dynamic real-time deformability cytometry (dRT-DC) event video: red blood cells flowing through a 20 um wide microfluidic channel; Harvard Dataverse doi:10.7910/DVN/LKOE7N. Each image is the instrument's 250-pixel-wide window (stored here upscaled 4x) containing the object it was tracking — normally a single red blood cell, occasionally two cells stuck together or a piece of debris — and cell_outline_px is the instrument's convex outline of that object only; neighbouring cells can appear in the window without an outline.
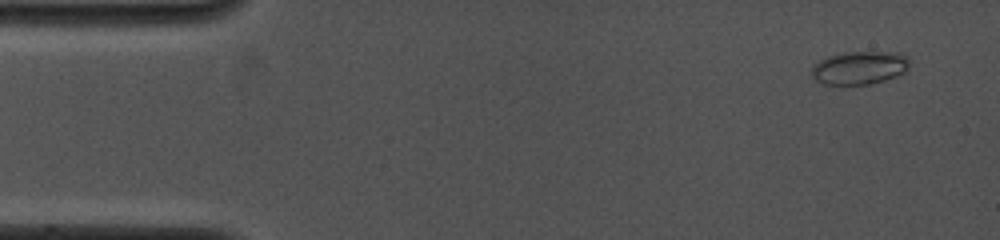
{"species": "common noctule bat (a hibernating species)", "species_latin": "Nyctalus noctula", "temperature_condition": "cold", "stored_images_in_passage": 35, "camera_frame_rate_fps": 4000, "um_per_image_px": 0.085, "animal": {"sex": "female", "body_mass_g": 19.0, "forearm_length_mm": 53.3}, "frame": {"image": 1, "passage_image": 1, "time_ms": 0.0, "image_size_px": [1000, 240], "cell_outline_px": [[908, 68], [904, 72], [896, 76], [884, 80], [868, 84], [824, 84], [816, 80], [812, 76], [812, 68], [820, 60], [828, 56], [844, 52], [904, 52], [908, 56]], "centroid_in_image_um": [73.09, 5.74], "position_along_channel_um": 11.9, "area_um2": 18.84}}
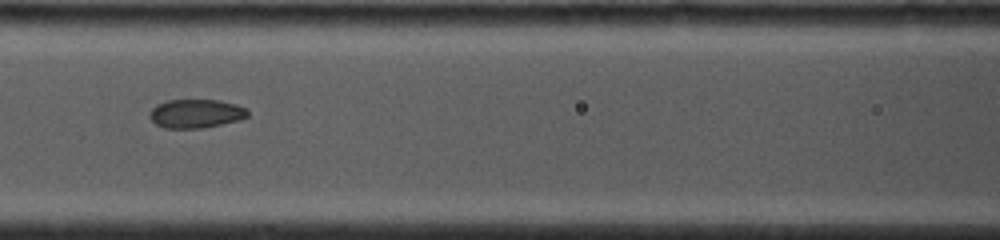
{"frame": {"image": 2, "passage_image": 15, "time_ms": 6.0, "image_size_px": [1000, 240], "cell_outline_px": [[248, 116], [236, 120], [220, 124], [200, 128], [164, 128], [156, 124], [148, 116], [152, 108], [156, 104], [168, 100], [220, 100], [236, 104], [248, 108]], "centroid_in_image_um": [16.63, 9.64], "position_along_channel_um": 150.0, "area_um2": 16.36}}
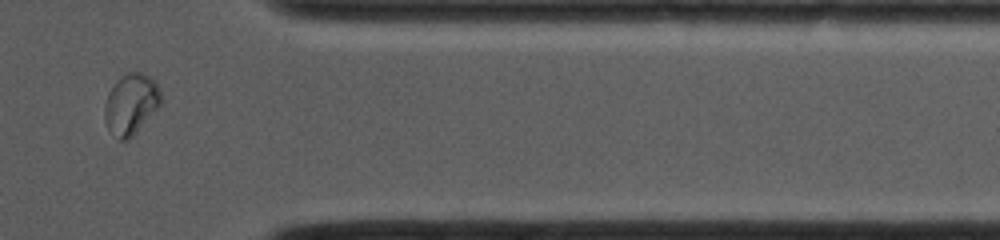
{"frame": {"image": 3, "passage_image": 30, "time_ms": 12.25, "image_size_px": [1000, 240], "cell_outline_px": [[160, 108], [128, 140], [120, 140], [108, 128], [104, 120], [104, 108], [108, 92], [128, 72], [140, 72], [148, 76], [160, 88]], "centroid_in_image_um": [11.15, 8.88], "position_along_channel_um": 400.3, "area_um2": 19.59}}